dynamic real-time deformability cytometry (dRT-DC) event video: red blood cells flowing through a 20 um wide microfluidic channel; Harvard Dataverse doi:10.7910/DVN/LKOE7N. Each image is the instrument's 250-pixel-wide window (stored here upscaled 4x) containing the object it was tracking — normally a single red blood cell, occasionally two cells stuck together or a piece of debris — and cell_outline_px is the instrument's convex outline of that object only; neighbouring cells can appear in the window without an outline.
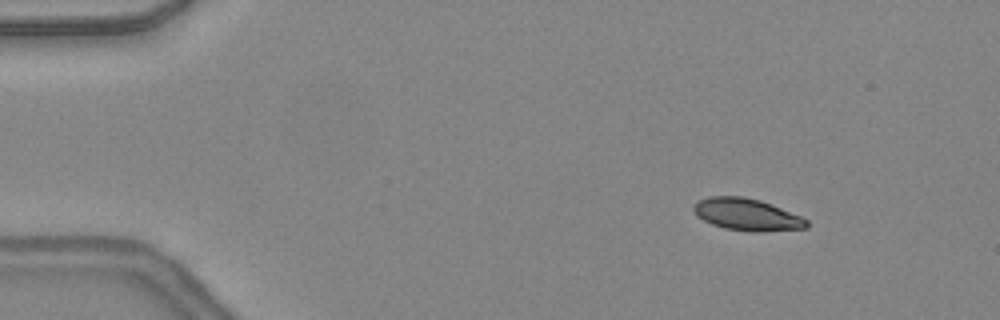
{"species": "common noctule bat (a hibernating species)", "species_latin": "Nyctalus noctula", "temperature_condition": "warm", "stored_images_in_passage": 43, "camera_frame_rate_fps": 3000, "um_per_image_px": 0.085, "animal": {"sex": "female", "body_mass_g": 24.6, "forearm_length_mm": 56.2}, "frame": {"image": 1, "passage_image": 2, "time_ms": 0.333, "image_size_px": [1000, 320], "cell_outline_px": [[808, 228], [764, 232], [752, 232], [724, 228], [712, 224], [696, 216], [692, 208], [692, 204], [708, 196], [744, 196], [760, 200], [800, 216], [808, 220]], "centroid_in_image_um": [63.46, 18.24], "position_along_channel_um": 21.5, "area_um2": 21.21}}
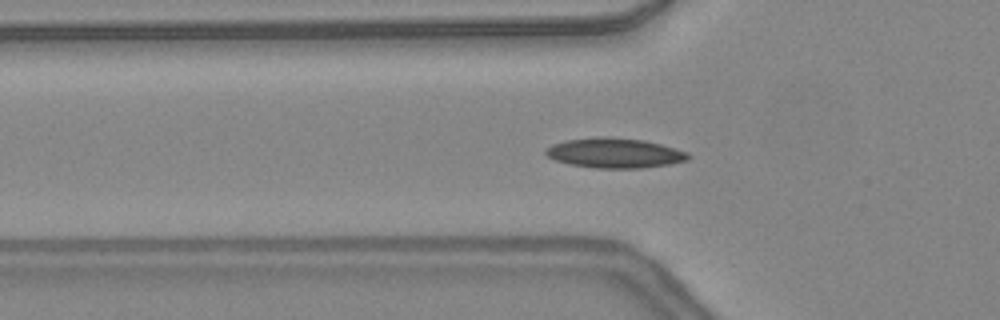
{"frame": {"image": 2, "passage_image": 12, "time_ms": 3.667, "image_size_px": [1000, 320], "cell_outline_px": [[692, 156], [688, 160], [668, 164], [640, 168], [596, 168], [568, 164], [556, 160], [548, 156], [544, 152], [544, 148], [552, 144], [564, 140], [596, 136], [604, 136], [644, 140], [660, 144], [688, 152]], "centroid_in_image_um": [52.21, 12.99], "position_along_channel_um": 73.6, "area_um2": 24.97}}
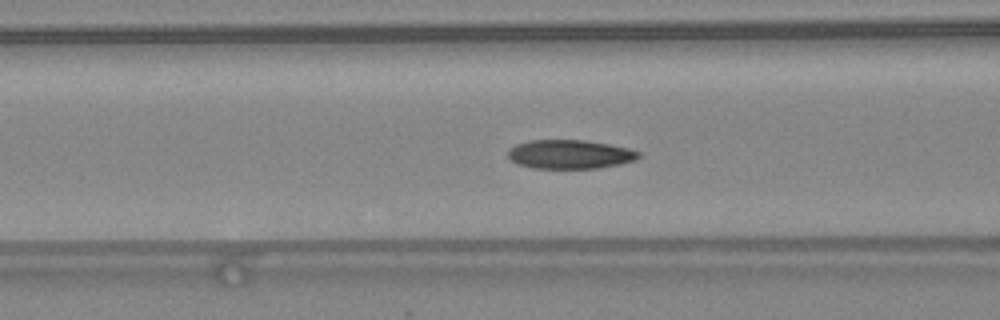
{"frame": {"image": 3, "passage_image": 15, "time_ms": 4.667, "image_size_px": [1000, 320], "cell_outline_px": [[640, 156], [636, 160], [620, 164], [596, 168], [532, 168], [516, 164], [508, 160], [508, 148], [516, 144], [528, 140], [584, 140], [608, 144], [628, 148], [640, 152]], "centroid_in_image_um": [48.39, 13.11], "position_along_channel_um": 118.2, "area_um2": 22.2}, "authors_computed_cell_mechanics": {"area_um2": 22.1374, "velocity_mm_per_s": 4.3873, "shape_relaxation_time_tau1_ms": 4.3915, "shape_relaxation_time_tau2_ms": 1.4553, "deformation_change_tau1": 0.1228, "deformation_change_tau2": 0.0688}}